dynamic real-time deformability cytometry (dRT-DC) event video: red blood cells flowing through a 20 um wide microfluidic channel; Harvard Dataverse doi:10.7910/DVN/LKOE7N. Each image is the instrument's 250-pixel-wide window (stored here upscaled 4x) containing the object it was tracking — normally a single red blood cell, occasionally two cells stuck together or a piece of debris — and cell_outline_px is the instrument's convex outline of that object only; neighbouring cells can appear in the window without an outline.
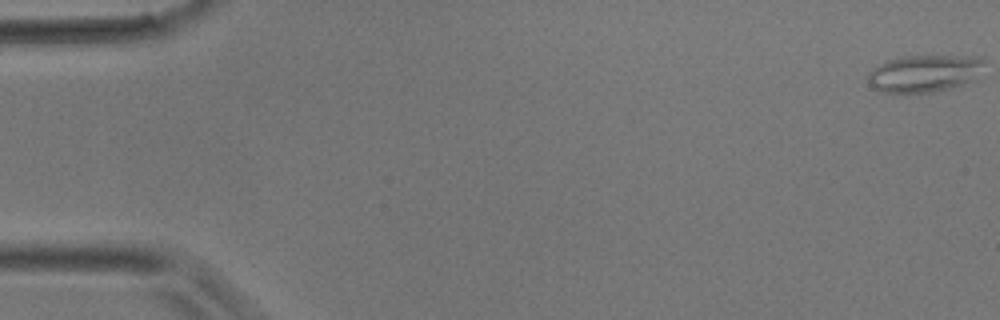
{"species": "common noctule bat (a hibernating species)", "species_latin": "Nyctalus noctula", "temperature_condition": "room temperature", "stored_images_in_passage": 3, "camera_frame_rate_fps": 3000, "um_per_image_px": 0.085, "animal": {"sex": "male", "body_mass_g": 17.9}, "frame": {"image": 1, "passage_image": 1, "time_ms": 0.0, "image_size_px": [1000, 320], "cell_outline_px": [[984, 60], [980, 80], [932, 92], [876, 92], [868, 84], [868, 72], [872, 68], [888, 60], [900, 56], [984, 56]], "centroid_in_image_um": [78.61, 6.23], "position_along_channel_um": 6.4, "area_um2": 25.72}}